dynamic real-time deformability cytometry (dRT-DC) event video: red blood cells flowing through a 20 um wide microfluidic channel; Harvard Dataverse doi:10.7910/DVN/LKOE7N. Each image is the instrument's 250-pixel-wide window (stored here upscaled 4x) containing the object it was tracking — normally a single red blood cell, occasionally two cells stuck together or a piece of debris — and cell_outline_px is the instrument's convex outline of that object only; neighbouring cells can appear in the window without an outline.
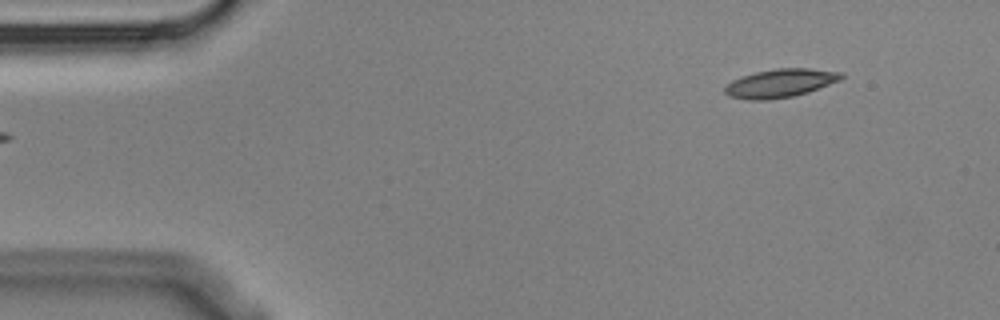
{"species": "Egyptian fruit bat (a non-hibernating species)", "species_latin": "Rousettus aegyptiacus", "temperature_condition": "cold", "stored_images_in_passage": 6, "segment_of_instrument_passage": [2, 2], "camera_frame_rate_fps": 3000, "um_per_image_px": 0.085, "animal": {"sex": "male"}, "frame": {"image": 1, "passage_image": 6, "time_ms": 1.667, "image_size_px": [1000, 320], "cell_outline_px": [[844, 76], [840, 80], [808, 92], [792, 96], [768, 100], [748, 100], [728, 96], [724, 92], [724, 88], [732, 80], [740, 76], [756, 72], [776, 68], [808, 68], [844, 72]], "centroid_in_image_um": [66.31, 7.07], "position_along_channel_um": 18.7, "area_um2": 19.36}}